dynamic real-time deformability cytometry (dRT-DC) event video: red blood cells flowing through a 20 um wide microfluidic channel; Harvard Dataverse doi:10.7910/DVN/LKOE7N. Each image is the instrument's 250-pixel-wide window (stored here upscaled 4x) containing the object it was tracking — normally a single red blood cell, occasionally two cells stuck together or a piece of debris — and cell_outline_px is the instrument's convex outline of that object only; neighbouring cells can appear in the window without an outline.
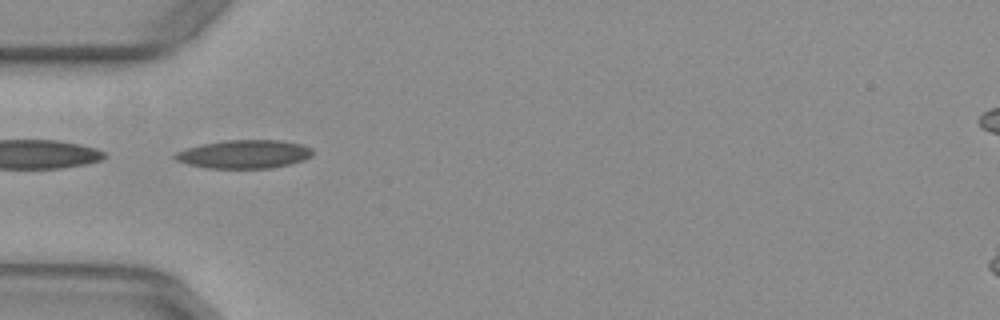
{"species": "common noctule bat (a hibernating species)", "species_latin": "Nyctalus noctula", "temperature_condition": "warm", "stored_images_in_passage": 37, "camera_frame_rate_fps": 3000, "um_per_image_px": 0.085, "animal": {"sex": "female", "body_mass_g": 29.2, "forearm_length_mm": 56.3}, "frame": {"image": 1, "passage_image": 1, "time_ms": 0.0, "image_size_px": [1000, 320], "cell_outline_px": [[312, 156], [304, 160], [272, 168], [208, 168], [188, 164], [176, 160], [172, 156], [176, 152], [200, 144], [224, 140], [280, 140], [300, 144], [312, 148]], "centroid_in_image_um": [20.75, 13.1], "position_along_channel_um": 64.3, "area_um2": 22.77}}
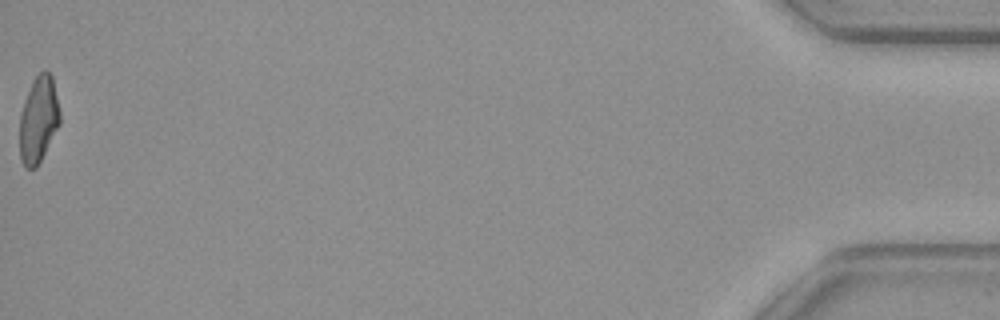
{"frame": {"image": 2, "passage_image": 37, "time_ms": 12.0, "image_size_px": [1000, 320], "cell_outline_px": [[60, 124], [36, 168], [24, 168], [20, 160], [20, 112], [24, 100], [32, 80], [44, 68], [52, 76], [60, 112]], "centroid_in_image_um": [3.26, 10.15], "position_along_channel_um": 431.9, "area_um2": 20.35}, "authors_computed_cell_mechanics": {"area_um2": 20.8658, "velocity_mm_per_s": 3.9512, "shape_relaxation_time_tau1_ms": null, "shape_relaxation_time_tau2_ms": 2.6421, "deformation_change_tau1": null, "deformation_change_tau2": 0.1153}}